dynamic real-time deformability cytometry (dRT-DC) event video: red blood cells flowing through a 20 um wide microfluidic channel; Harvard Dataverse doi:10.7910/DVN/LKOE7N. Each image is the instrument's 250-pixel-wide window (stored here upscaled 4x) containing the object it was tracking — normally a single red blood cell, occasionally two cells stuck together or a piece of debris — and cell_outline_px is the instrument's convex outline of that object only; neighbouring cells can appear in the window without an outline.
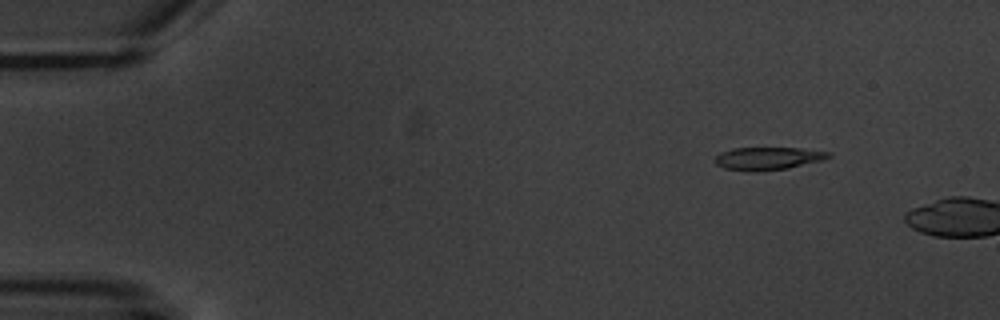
{"species": "common noctule bat (a hibernating species)", "species_latin": "Nyctalus noctula", "temperature_condition": "warm", "stored_images_in_passage": 4, "camera_frame_rate_fps": 3000, "um_per_image_px": 0.085, "animal": {"sex": "male", "body_mass_g": 20.1, "forearm_length_mm": 53.5}, "frame": {"image": 1, "passage_image": 2, "time_ms": 1.0, "image_size_px": [1000, 320], "cell_outline_px": [[832, 156], [824, 160], [788, 168], [756, 172], [748, 172], [724, 168], [716, 164], [712, 160], [720, 152], [732, 148], [800, 148], [828, 152]], "centroid_in_image_um": [65.23, 13.48], "position_along_channel_um": 19.8, "area_um2": 15.26}}